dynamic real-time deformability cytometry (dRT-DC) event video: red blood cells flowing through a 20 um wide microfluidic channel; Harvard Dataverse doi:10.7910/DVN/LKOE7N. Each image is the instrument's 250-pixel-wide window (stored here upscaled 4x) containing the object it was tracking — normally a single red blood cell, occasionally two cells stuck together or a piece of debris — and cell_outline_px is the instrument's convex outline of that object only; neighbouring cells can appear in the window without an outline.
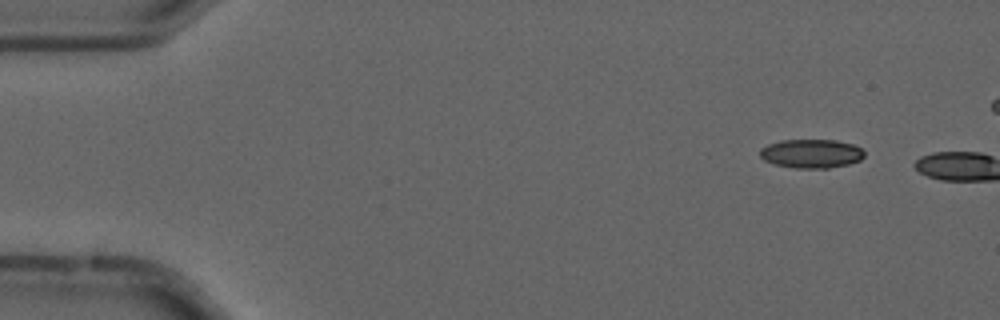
{"species": "common noctule bat (a hibernating species)", "species_latin": "Nyctalus noctula", "temperature_condition": "cold", "stored_images_in_passage": 7, "camera_frame_rate_fps": 3000, "um_per_image_px": 0.085, "animal": {"sex": "male", "forearm_length_mm": 52.5}, "frame": {"image": 1, "passage_image": 5, "time_ms": 1.333, "image_size_px": [1000, 320], "cell_outline_px": [[864, 156], [860, 160], [848, 164], [828, 168], [792, 168], [776, 164], [764, 160], [760, 156], [760, 148], [768, 144], [784, 140], [836, 140], [852, 144], [860, 148], [864, 152]], "centroid_in_image_um": [68.95, 13.06], "position_along_channel_um": 16.0, "area_um2": 17.46}}